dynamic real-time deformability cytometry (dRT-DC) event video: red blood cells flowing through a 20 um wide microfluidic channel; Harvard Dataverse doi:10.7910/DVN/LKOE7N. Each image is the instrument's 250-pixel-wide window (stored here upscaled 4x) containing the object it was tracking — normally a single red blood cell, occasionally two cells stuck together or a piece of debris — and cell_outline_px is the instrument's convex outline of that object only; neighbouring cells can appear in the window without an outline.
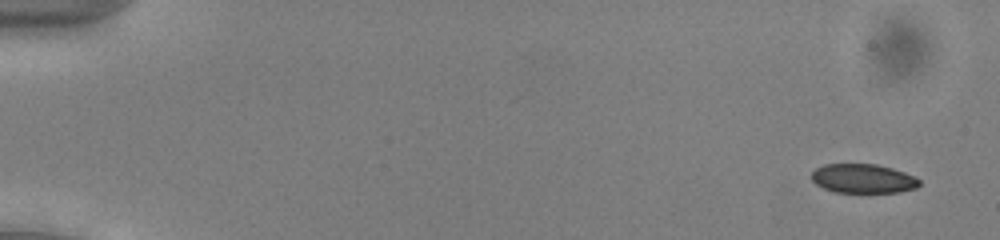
{"species": "common noctule bat (a hibernating species)", "species_latin": "Nyctalus noctula", "temperature_condition": "cold", "stored_images_in_passage": 53, "camera_frame_rate_fps": 3000, "um_per_image_px": 0.085, "animal": {"sex": "male", "body_mass_g": 13.0, "forearm_length_mm": 53.1}, "frame": {"image": 1, "passage_image": 3, "time_ms": 0.667, "image_size_px": [1000, 240], "cell_outline_px": [[920, 184], [916, 188], [900, 192], [836, 192], [824, 188], [816, 184], [812, 180], [812, 172], [816, 168], [824, 164], [876, 164], [892, 168], [904, 172], [920, 180]], "centroid_in_image_um": [73.36, 15.17], "position_along_channel_um": 11.6, "area_um2": 18.21}}
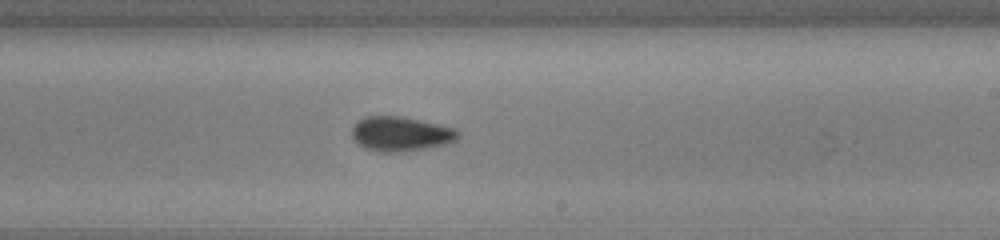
{"frame": {"image": 2, "passage_image": 33, "time_ms": 10.667, "image_size_px": [1000, 240], "cell_outline_px": [[460, 136], [456, 140], [448, 144], [404, 152], [380, 152], [364, 148], [356, 144], [352, 140], [352, 128], [364, 116], [400, 116], [420, 120], [456, 128], [460, 132]], "centroid_in_image_um": [34.07, 11.39], "position_along_channel_um": 254.9, "area_um2": 21.68}}
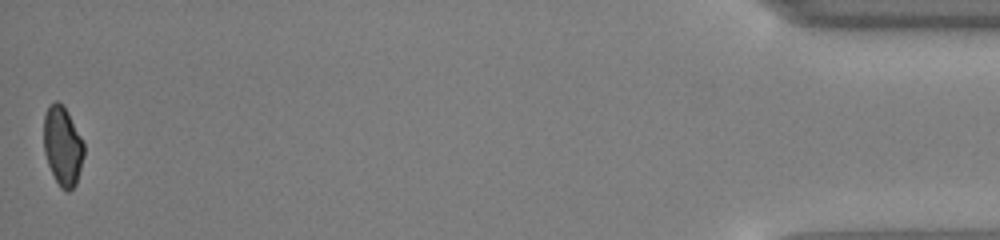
{"frame": {"image": 3, "passage_image": 53, "time_ms": 17.333, "image_size_px": [1000, 240], "cell_outline_px": [[84, 156], [76, 184], [68, 192], [60, 188], [48, 164], [44, 152], [44, 116], [48, 104], [56, 100], [68, 112], [84, 144]], "centroid_in_image_um": [5.32, 12.41], "position_along_channel_um": 429.9, "area_um2": 18.44}, "authors_computed_cell_mechanics": {"area_um2": 20.0566, "velocity_mm_per_s": 3.9418, "shape_relaxation_time_tau1_ms": 2.3155, "shape_relaxation_time_tau2_ms": 2.0974, "deformation_change_tau1": 0.0801, "deformation_change_tau2": 0.0516}}